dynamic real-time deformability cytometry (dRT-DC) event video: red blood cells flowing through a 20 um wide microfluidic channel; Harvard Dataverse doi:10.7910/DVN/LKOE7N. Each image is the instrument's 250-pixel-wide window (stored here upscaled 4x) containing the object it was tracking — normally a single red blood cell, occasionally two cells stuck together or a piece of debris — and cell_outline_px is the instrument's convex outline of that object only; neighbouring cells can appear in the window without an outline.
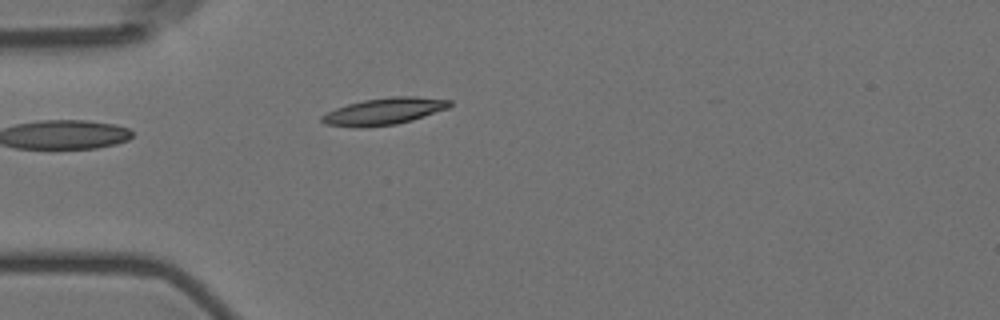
{"species": "Egyptian fruit bat (a non-hibernating species)", "species_latin": "Rousettus aegyptiacus", "temperature_condition": "room temperature", "stored_images_in_passage": 6, "camera_frame_rate_fps": 3000, "um_per_image_px": 0.085, "animal": {"sex": "female"}, "frame": {"image": 1, "passage_image": 5, "time_ms": 5.333, "image_size_px": [1000, 320], "cell_outline_px": [[452, 104], [448, 108], [412, 120], [396, 124], [360, 128], [356, 128], [324, 124], [320, 120], [320, 116], [336, 108], [348, 104], [364, 100], [392, 96], [412, 96], [452, 100]], "centroid_in_image_um": [32.62, 9.47], "position_along_channel_um": 52.4, "area_um2": 20.0}}